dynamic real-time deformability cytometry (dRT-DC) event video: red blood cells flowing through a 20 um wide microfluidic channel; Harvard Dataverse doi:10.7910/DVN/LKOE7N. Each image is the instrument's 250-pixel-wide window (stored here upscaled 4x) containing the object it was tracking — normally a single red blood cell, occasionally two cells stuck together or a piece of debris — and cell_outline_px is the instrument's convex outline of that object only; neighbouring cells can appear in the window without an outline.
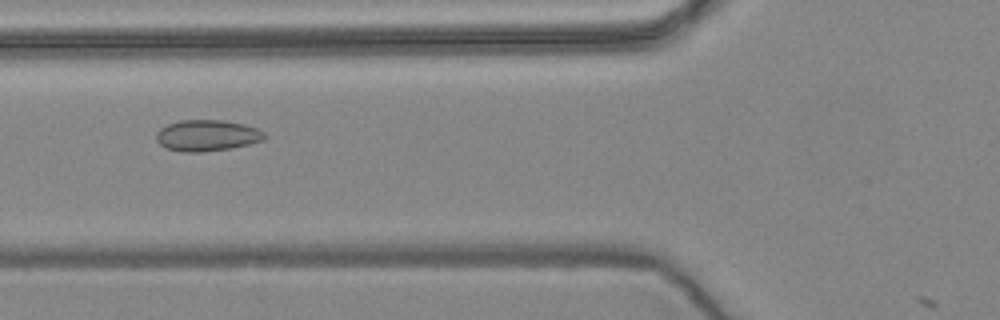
{"species": "common noctule bat (a hibernating species)", "species_latin": "Nyctalus noctula", "temperature_condition": "warm", "stored_images_in_passage": 56, "camera_frame_rate_fps": 3000, "um_per_image_px": 0.085, "animal": {"sex": "female", "body_mass_g": 24.6, "forearm_length_mm": 56.2}, "frame": {"image": 1, "passage_image": 22, "time_ms": 7.0, "image_size_px": [1000, 320], "cell_outline_px": [[268, 136], [264, 140], [232, 148], [200, 152], [184, 152], [164, 148], [156, 140], [156, 132], [160, 128], [168, 124], [180, 120], [224, 120], [244, 124], [256, 128], [264, 132]], "centroid_in_image_um": [17.59, 11.51], "position_along_channel_um": 108.2, "area_um2": 19.83}}
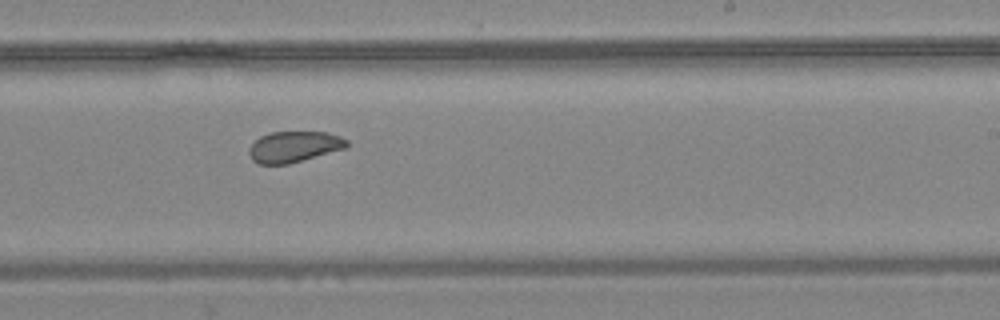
{"frame": {"image": 2, "passage_image": 35, "time_ms": 11.333, "image_size_px": [1000, 320], "cell_outline_px": [[348, 144], [344, 148], [288, 164], [260, 164], [252, 160], [248, 152], [248, 148], [260, 136], [272, 132], [328, 132], [340, 136], [348, 140]], "centroid_in_image_um": [24.97, 12.46], "position_along_channel_um": 264.0, "area_um2": 17.46}}
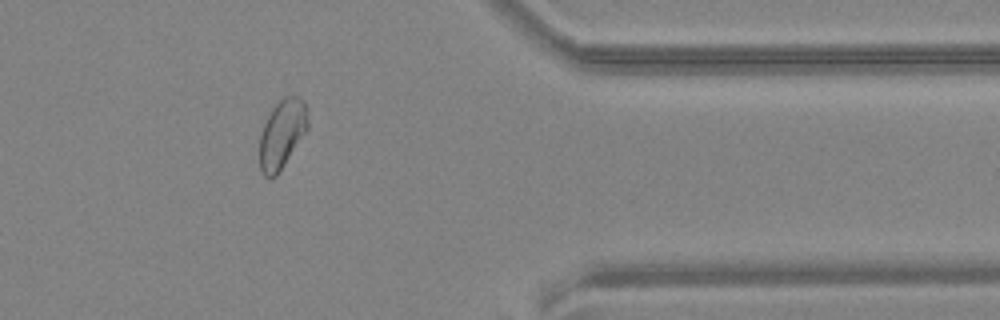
{"frame": {"image": 3, "passage_image": 47, "time_ms": 15.333, "image_size_px": [1000, 320], "cell_outline_px": [[308, 128], [276, 176], [264, 176], [260, 172], [260, 136], [264, 124], [272, 108], [284, 96], [296, 96], [304, 100], [308, 112]], "centroid_in_image_um": [23.98, 11.36], "position_along_channel_um": 387.4, "area_um2": 19.07}}